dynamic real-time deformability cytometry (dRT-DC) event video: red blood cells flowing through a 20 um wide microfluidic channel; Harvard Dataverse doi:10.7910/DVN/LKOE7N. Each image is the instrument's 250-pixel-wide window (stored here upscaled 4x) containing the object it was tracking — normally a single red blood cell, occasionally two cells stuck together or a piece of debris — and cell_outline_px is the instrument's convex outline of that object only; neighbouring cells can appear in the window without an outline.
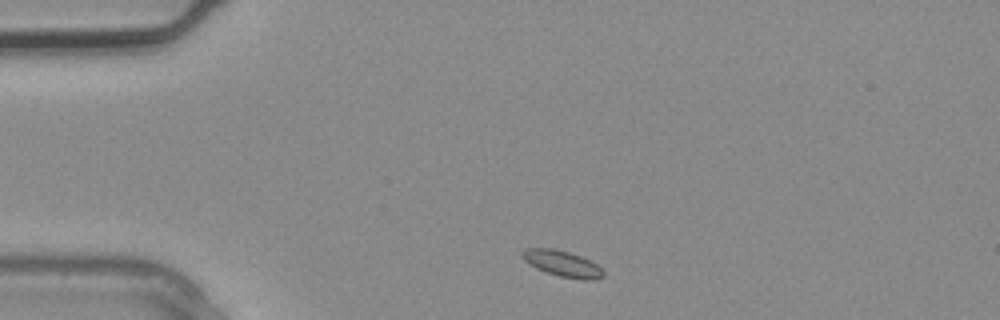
{"species": "common noctule bat (a hibernating species)", "species_latin": "Nyctalus noctula", "temperature_condition": "warm", "stored_images_in_passage": 1, "camera_frame_rate_fps": 3000, "um_per_image_px": 0.085, "animal": {"sex": "male", "body_mass_g": 20.4}, "frame": {"image": 1, "passage_image": 1, "time_ms": 0.0, "image_size_px": [1000, 320], "cell_outline_px": [[604, 276], [596, 280], [584, 280], [560, 276], [536, 268], [524, 260], [520, 256], [520, 252], [528, 248], [556, 248], [580, 256], [596, 264], [604, 272]], "centroid_in_image_um": [47.79, 22.4], "position_along_channel_um": 37.2, "area_um2": 12.2}}